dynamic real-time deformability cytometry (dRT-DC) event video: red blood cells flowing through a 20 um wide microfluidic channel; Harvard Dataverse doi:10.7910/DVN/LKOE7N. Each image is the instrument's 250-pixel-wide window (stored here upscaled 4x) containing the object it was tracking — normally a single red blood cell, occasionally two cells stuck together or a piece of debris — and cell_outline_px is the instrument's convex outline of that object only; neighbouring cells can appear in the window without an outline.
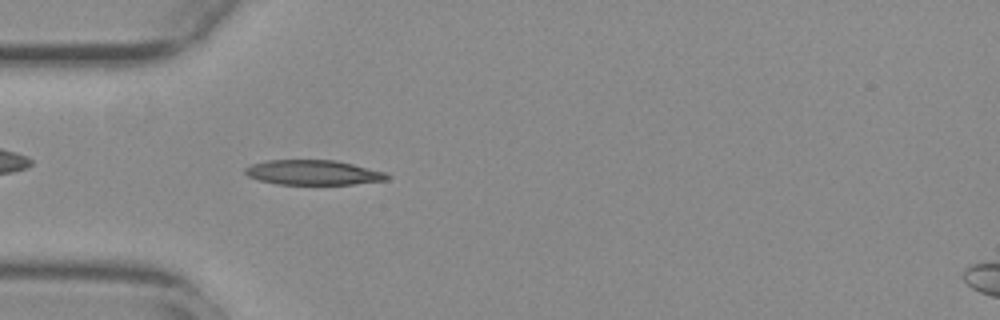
{"species": "common noctule bat (a hibernating species)", "species_latin": "Nyctalus noctula", "temperature_condition": "warm", "stored_images_in_passage": 42, "camera_frame_rate_fps": 3000, "um_per_image_px": 0.085, "animal": {"sex": "female", "body_mass_g": 29.2, "forearm_length_mm": 56.3}, "frame": {"image": 1, "passage_image": 4, "time_ms": 1.0, "image_size_px": [1000, 320], "cell_outline_px": [[392, 176], [388, 180], [352, 184], [276, 184], [260, 180], [248, 176], [244, 172], [244, 168], [252, 164], [268, 160], [336, 160], [384, 172]], "centroid_in_image_um": [26.62, 14.66], "position_along_channel_um": 58.4, "area_um2": 20.46}}
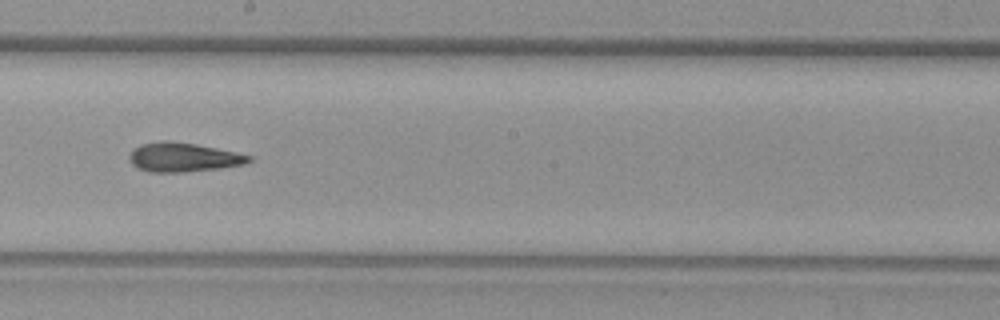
{"frame": {"image": 2, "passage_image": 18, "time_ms": 5.667, "image_size_px": [1000, 320], "cell_outline_px": [[252, 160], [244, 164], [220, 168], [184, 172], [148, 172], [136, 168], [132, 164], [128, 156], [132, 148], [140, 144], [160, 140], [164, 140], [196, 144], [236, 152], [252, 156]], "centroid_in_image_um": [15.53, 13.36], "position_along_channel_um": 232.7, "area_um2": 20.46}}
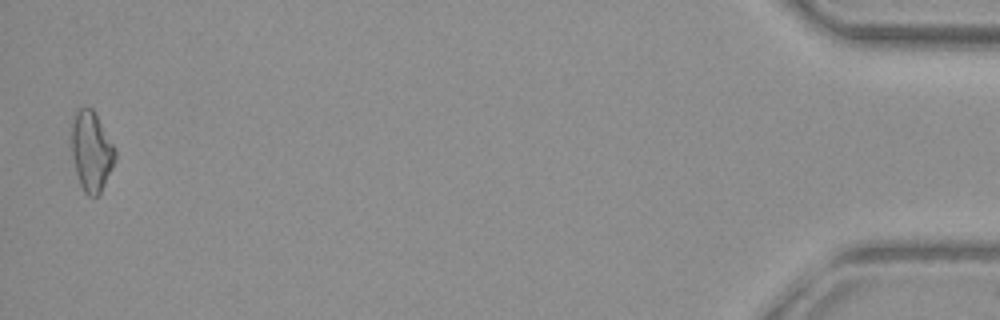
{"frame": {"image": 3, "passage_image": 41, "time_ms": 13.333, "image_size_px": [1000, 320], "cell_outline_px": [[116, 160], [100, 192], [96, 196], [88, 196], [84, 192], [80, 184], [76, 172], [72, 156], [72, 124], [76, 108], [92, 108], [116, 148]], "centroid_in_image_um": [7.78, 12.85], "position_along_channel_um": 427.4, "area_um2": 20.17}, "authors_computed_cell_mechanics": {"area_um2": 19.7965, "velocity_mm_per_s": 3.8088, "shape_relaxation_time_tau1_ms": 10.5144, "shape_relaxation_time_tau2_ms": 4.9955, "deformation_change_tau1": 0.2599, "deformation_change_tau2": 0.1615}}